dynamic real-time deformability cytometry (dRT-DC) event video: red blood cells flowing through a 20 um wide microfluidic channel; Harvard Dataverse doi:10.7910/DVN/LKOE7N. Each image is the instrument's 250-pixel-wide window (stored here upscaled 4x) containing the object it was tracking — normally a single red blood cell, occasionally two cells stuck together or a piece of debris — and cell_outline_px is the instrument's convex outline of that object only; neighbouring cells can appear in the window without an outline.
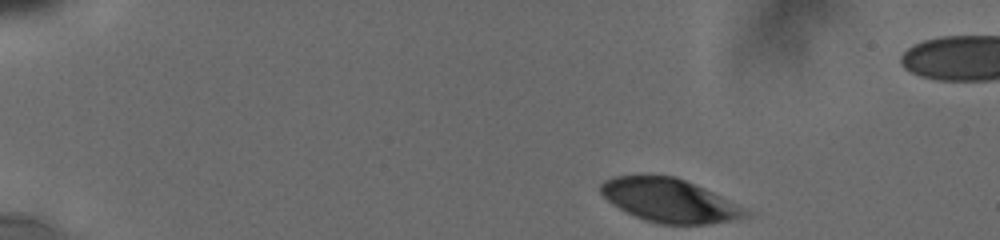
{"species": "human", "species_latin": "Homo sapiens", "temperature_condition": "cold", "stored_images_in_passage": 53, "segment_of_instrument_passage": [1, 2], "camera_frame_rate_fps": 3000, "um_per_image_px": 0.085, "donor": {"sex": "male"}, "frame": {"image": 1, "passage_image": 1, "time_ms": 0.0, "image_size_px": [1000, 240], "cell_outline_px": [[748, 216], [708, 224], [660, 224], [644, 220], [612, 204], [600, 192], [600, 184], [604, 180], [612, 176], [640, 172], [648, 172], [676, 176], [704, 188], [720, 196], [748, 212]], "centroid_in_image_um": [56.77, 16.97], "position_along_channel_um": 28.2, "area_um2": 36.93}}
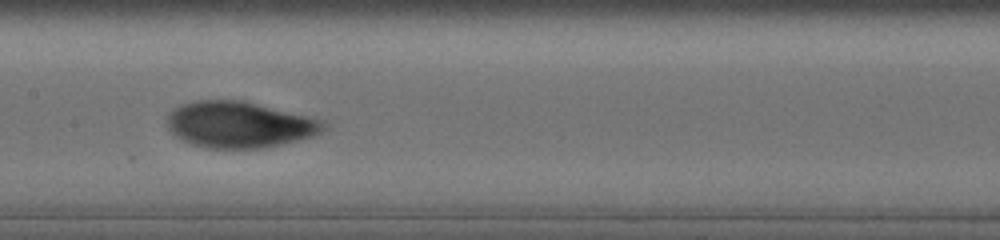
{"frame": {"image": 2, "passage_image": 19, "time_ms": 7.0, "image_size_px": [1000, 240], "cell_outline_px": [[328, 128], [312, 136], [264, 148], [208, 148], [192, 144], [180, 140], [168, 128], [168, 116], [172, 108], [180, 104], [196, 100], [236, 100], [324, 120], [328, 124]], "centroid_in_image_um": [20.31, 10.6], "position_along_channel_um": 187.1, "area_um2": 41.67}}
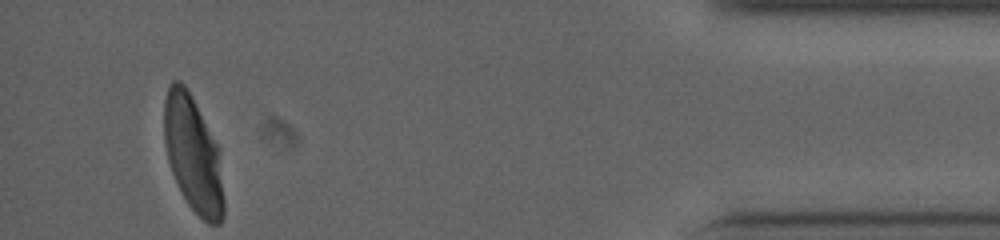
{"frame": {"image": 3, "passage_image": 49, "time_ms": 14.667, "image_size_px": [1000, 240], "cell_outline_px": [[224, 216], [220, 224], [208, 224], [188, 204], [172, 172], [168, 160], [164, 140], [164, 100], [168, 88], [172, 80], [180, 80], [184, 84], [192, 96], [216, 144], [224, 200]], "centroid_in_image_um": [16.38, 13.1], "position_along_channel_um": 418.8, "area_um2": 39.48}}